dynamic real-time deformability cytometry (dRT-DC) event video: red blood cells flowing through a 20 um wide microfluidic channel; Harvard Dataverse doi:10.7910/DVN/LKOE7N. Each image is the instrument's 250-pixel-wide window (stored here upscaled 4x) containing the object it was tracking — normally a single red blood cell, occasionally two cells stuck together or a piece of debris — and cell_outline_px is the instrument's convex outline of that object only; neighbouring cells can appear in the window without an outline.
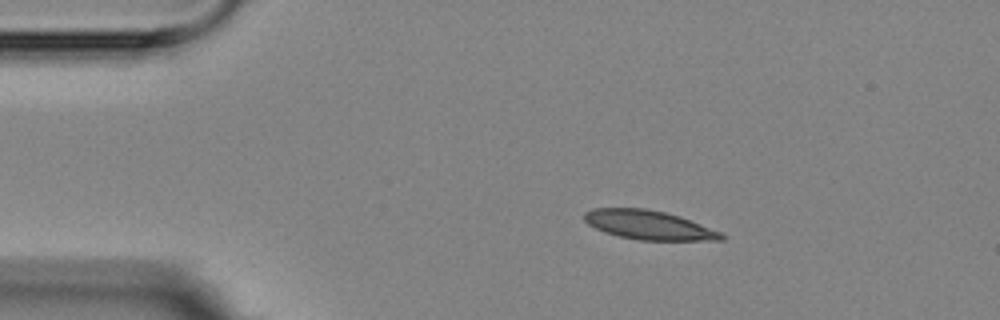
{"species": "Egyptian fruit bat (a non-hibernating species)", "species_latin": "Rousettus aegyptiacus", "temperature_condition": "room temperature", "stored_images_in_passage": 3, "camera_frame_rate_fps": 3000, "um_per_image_px": 0.085, "animal": {"sex": "female"}, "frame": {"image": 1, "passage_image": 2, "time_ms": 1.333, "image_size_px": [1000, 320], "cell_outline_px": [[724, 240], [640, 240], [620, 236], [604, 232], [588, 224], [584, 220], [584, 212], [592, 208], [644, 208], [664, 212], [680, 216], [720, 232], [724, 236]], "centroid_in_image_um": [55.11, 19.12], "position_along_channel_um": 29.9, "area_um2": 23.0}}